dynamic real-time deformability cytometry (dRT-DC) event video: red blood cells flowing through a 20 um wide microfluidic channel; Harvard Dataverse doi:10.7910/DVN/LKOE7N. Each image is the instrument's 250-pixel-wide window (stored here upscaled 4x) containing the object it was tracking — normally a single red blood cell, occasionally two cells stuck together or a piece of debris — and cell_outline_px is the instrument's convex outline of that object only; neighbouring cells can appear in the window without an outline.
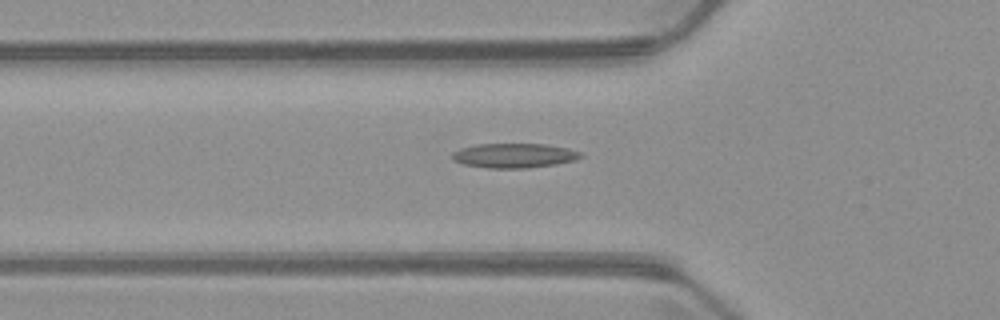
{"species": "common noctule bat (a hibernating species)", "species_latin": "Nyctalus noctula", "temperature_condition": "warm", "stored_images_in_passage": 4, "camera_frame_rate_fps": 3000, "um_per_image_px": 0.085, "animal": {"sex": "male", "body_mass_g": 23.1, "forearm_length_mm": 52.7}, "frame": {"image": 1, "passage_image": 4, "time_ms": 4.667, "image_size_px": [1000, 320], "cell_outline_px": [[584, 156], [576, 160], [556, 164], [528, 168], [488, 168], [464, 164], [452, 160], [452, 152], [460, 148], [476, 144], [544, 144], [568, 148], [580, 152]], "centroid_in_image_um": [43.7, 13.22], "position_along_channel_um": 82.1, "area_um2": 18.44}}